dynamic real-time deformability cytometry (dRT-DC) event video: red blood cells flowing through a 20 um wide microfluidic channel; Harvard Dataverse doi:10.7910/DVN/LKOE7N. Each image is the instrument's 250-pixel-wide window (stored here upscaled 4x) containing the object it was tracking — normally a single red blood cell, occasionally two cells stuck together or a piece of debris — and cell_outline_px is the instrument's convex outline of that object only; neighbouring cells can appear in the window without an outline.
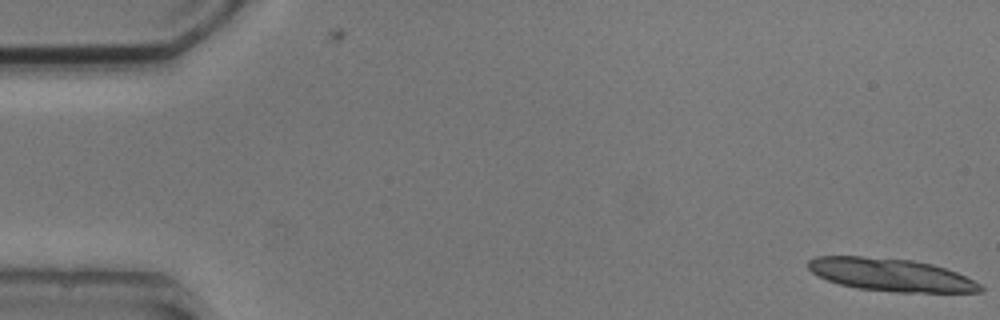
{"species": "common noctule bat (a hibernating species)", "species_latin": "Nyctalus noctula", "temperature_condition": "cold", "stored_images_in_passage": 7, "camera_frame_rate_fps": 3000, "um_per_image_px": 0.085, "animal": {"sex": "male", "body_mass_g": 20.5, "forearm_length_mm": 52.5}, "frame": {"image": 1, "passage_image": 1, "time_ms": 0.0, "image_size_px": [1000, 320], "cell_outline_px": [[984, 292], [896, 292], [856, 288], [840, 284], [828, 280], [812, 272], [808, 268], [808, 260], [816, 256], [860, 256], [912, 260], [932, 264], [956, 272], [980, 284], [984, 288]], "centroid_in_image_um": [75.72, 23.36], "position_along_channel_um": 9.3, "area_um2": 32.66}}
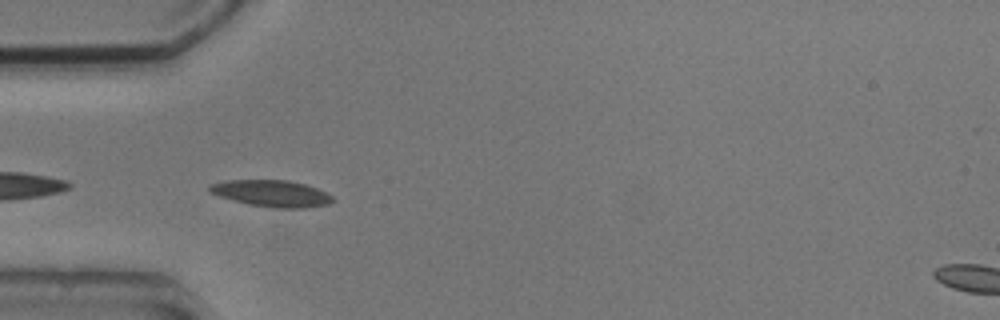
{"frame": {"image": 2, "passage_image": 5, "time_ms": 5.333, "image_size_px": [1000, 320], "cell_outline_px": [[336, 200], [328, 204], [304, 208], [272, 208], [248, 204], [232, 200], [208, 192], [208, 184], [224, 180], [288, 180], [304, 184], [316, 188], [332, 196]], "centroid_in_image_um": [23.05, 16.44], "position_along_channel_um": 62.0, "area_um2": 19.19}}